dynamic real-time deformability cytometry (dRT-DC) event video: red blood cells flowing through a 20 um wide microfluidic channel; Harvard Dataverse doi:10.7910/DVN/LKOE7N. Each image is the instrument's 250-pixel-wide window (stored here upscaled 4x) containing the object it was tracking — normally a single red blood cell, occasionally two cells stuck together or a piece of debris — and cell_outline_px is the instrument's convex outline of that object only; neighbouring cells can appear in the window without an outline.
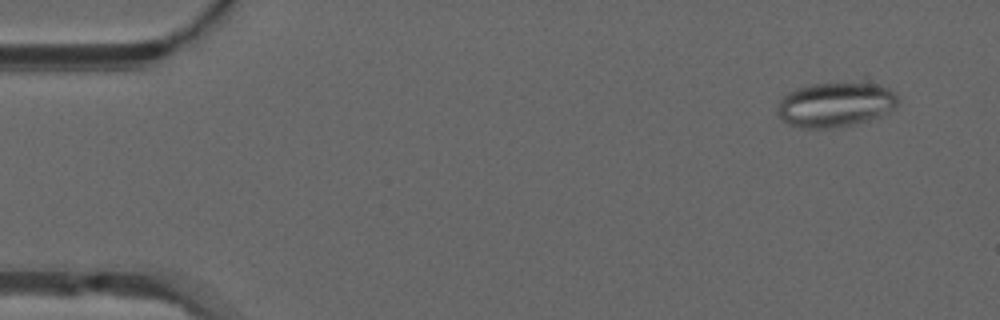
{"species": "common noctule bat (a hibernating species)", "species_latin": "Nyctalus noctula", "temperature_condition": "warm", "stored_images_in_passage": 41, "segment_of_instrument_passage": [1, 2], "camera_frame_rate_fps": 3000, "um_per_image_px": 0.085, "animal": {"sex": "male", "forearm_length_mm": 52.5}, "frame": {"image": 1, "passage_image": 4, "time_ms": 1.0, "image_size_px": [1000, 320], "cell_outline_px": [[900, 104], [896, 108], [880, 116], [868, 120], [852, 124], [832, 128], [800, 128], [788, 124], [776, 112], [776, 108], [780, 100], [788, 92], [796, 88], [812, 84], [864, 76], [868, 76], [888, 88], [900, 96]], "centroid_in_image_um": [71.13, 8.77], "position_along_channel_um": 13.9, "area_um2": 33.52}}